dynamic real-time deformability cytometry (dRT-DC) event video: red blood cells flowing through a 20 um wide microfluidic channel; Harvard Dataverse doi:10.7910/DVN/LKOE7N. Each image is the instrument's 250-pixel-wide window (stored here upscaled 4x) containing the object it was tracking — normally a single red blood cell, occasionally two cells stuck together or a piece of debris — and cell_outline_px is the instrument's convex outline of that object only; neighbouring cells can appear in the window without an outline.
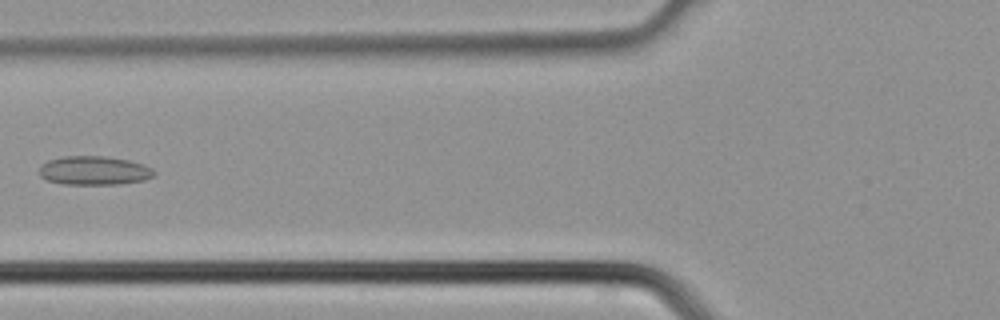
{"species": "common noctule bat (a hibernating species)", "species_latin": "Nyctalus noctula", "temperature_condition": "cold", "stored_images_in_passage": 3, "camera_frame_rate_fps": 3000, "um_per_image_px": 0.085, "animal": {"sex": "male", "body_mass_g": 21.5, "forearm_length_mm": 52.0}, "frame": {"image": 1, "passage_image": 3, "time_ms": 0.667, "image_size_px": [1000, 320], "cell_outline_px": [[156, 172], [152, 176], [144, 180], [120, 184], [64, 184], [48, 180], [40, 176], [40, 164], [48, 160], [64, 156], [104, 156], [128, 160], [144, 164], [152, 168]], "centroid_in_image_um": [8.0, 14.49], "position_along_channel_um": 117.8, "area_um2": 19.31}}